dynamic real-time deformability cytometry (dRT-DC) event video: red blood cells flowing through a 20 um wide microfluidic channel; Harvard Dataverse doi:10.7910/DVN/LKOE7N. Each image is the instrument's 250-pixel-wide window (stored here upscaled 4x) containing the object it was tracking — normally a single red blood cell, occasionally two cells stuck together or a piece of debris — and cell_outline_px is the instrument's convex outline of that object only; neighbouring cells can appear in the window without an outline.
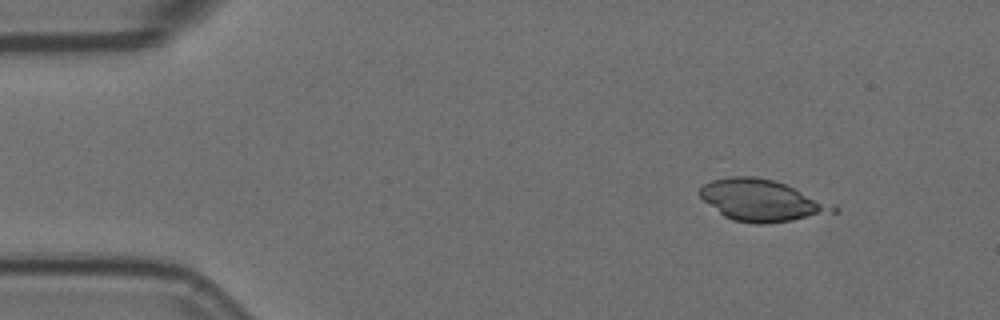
{"species": "Egyptian fruit bat (a non-hibernating species)", "species_latin": "Rousettus aegyptiacus", "temperature_condition": "room temperature", "stored_images_in_passage": 4, "camera_frame_rate_fps": 3000, "um_per_image_px": 0.085, "animal": {"sex": "female"}, "frame": {"image": 1, "passage_image": 2, "time_ms": 0.333, "image_size_px": [1000, 320], "cell_outline_px": [[840, 212], [792, 220], [764, 224], [756, 224], [732, 220], [724, 216], [704, 200], [696, 192], [704, 184], [712, 180], [732, 176], [752, 176], [776, 180], [836, 204], [840, 208]], "centroid_in_image_um": [64.81, 17.03], "position_along_channel_um": 20.2, "area_um2": 32.66}}